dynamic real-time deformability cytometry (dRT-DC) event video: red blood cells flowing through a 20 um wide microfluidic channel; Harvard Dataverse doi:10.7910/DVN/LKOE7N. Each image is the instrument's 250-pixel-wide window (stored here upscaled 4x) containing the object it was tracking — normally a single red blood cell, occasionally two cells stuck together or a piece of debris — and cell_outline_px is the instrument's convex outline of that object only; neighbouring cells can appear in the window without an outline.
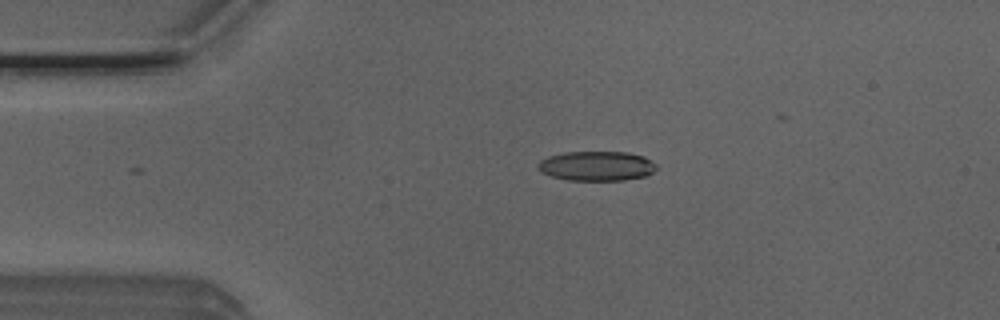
{"species": "Egyptian fruit bat (a non-hibernating species)", "species_latin": "Rousettus aegyptiacus", "temperature_condition": "room temperature", "stored_images_in_passage": 4, "camera_frame_rate_fps": 3000, "um_per_image_px": 0.085, "animal": {"sex": "male"}, "frame": {"image": 1, "passage_image": 3, "time_ms": 0.667, "image_size_px": [1000, 320], "cell_outline_px": [[656, 168], [648, 176], [624, 180], [568, 180], [552, 176], [540, 172], [536, 168], [536, 164], [540, 160], [548, 156], [564, 152], [628, 152], [644, 156], [656, 164]], "centroid_in_image_um": [50.69, 14.11], "position_along_channel_um": 34.3, "area_um2": 20.63}}